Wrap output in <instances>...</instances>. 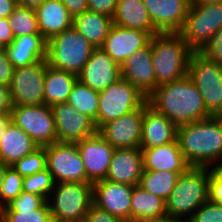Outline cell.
<instances>
[{"mask_svg":"<svg viewBox=\"0 0 222 222\" xmlns=\"http://www.w3.org/2000/svg\"><path fill=\"white\" fill-rule=\"evenodd\" d=\"M147 102L177 127L211 117L201 93L188 75L156 87Z\"/></svg>","mask_w":222,"mask_h":222,"instance_id":"obj_1","label":"cell"},{"mask_svg":"<svg viewBox=\"0 0 222 222\" xmlns=\"http://www.w3.org/2000/svg\"><path fill=\"white\" fill-rule=\"evenodd\" d=\"M177 140L191 167L222 165V123L216 117L178 126Z\"/></svg>","mask_w":222,"mask_h":222,"instance_id":"obj_2","label":"cell"},{"mask_svg":"<svg viewBox=\"0 0 222 222\" xmlns=\"http://www.w3.org/2000/svg\"><path fill=\"white\" fill-rule=\"evenodd\" d=\"M150 42L157 87L188 75L193 51L179 32H158L151 36Z\"/></svg>","mask_w":222,"mask_h":222,"instance_id":"obj_3","label":"cell"},{"mask_svg":"<svg viewBox=\"0 0 222 222\" xmlns=\"http://www.w3.org/2000/svg\"><path fill=\"white\" fill-rule=\"evenodd\" d=\"M210 168L190 167L180 174L165 201L167 216L184 220L209 199Z\"/></svg>","mask_w":222,"mask_h":222,"instance_id":"obj_4","label":"cell"},{"mask_svg":"<svg viewBox=\"0 0 222 222\" xmlns=\"http://www.w3.org/2000/svg\"><path fill=\"white\" fill-rule=\"evenodd\" d=\"M93 49L92 44L71 27L47 41V64L78 76L91 57Z\"/></svg>","mask_w":222,"mask_h":222,"instance_id":"obj_5","label":"cell"},{"mask_svg":"<svg viewBox=\"0 0 222 222\" xmlns=\"http://www.w3.org/2000/svg\"><path fill=\"white\" fill-rule=\"evenodd\" d=\"M47 201L51 218L66 222H84L93 205V183H56Z\"/></svg>","mask_w":222,"mask_h":222,"instance_id":"obj_6","label":"cell"},{"mask_svg":"<svg viewBox=\"0 0 222 222\" xmlns=\"http://www.w3.org/2000/svg\"><path fill=\"white\" fill-rule=\"evenodd\" d=\"M147 102V97L135 86L123 78L99 91V105L95 126L99 129L107 122L113 121Z\"/></svg>","mask_w":222,"mask_h":222,"instance_id":"obj_7","label":"cell"},{"mask_svg":"<svg viewBox=\"0 0 222 222\" xmlns=\"http://www.w3.org/2000/svg\"><path fill=\"white\" fill-rule=\"evenodd\" d=\"M188 76L201 93L208 114L216 117L222 110V65L193 52Z\"/></svg>","mask_w":222,"mask_h":222,"instance_id":"obj_8","label":"cell"},{"mask_svg":"<svg viewBox=\"0 0 222 222\" xmlns=\"http://www.w3.org/2000/svg\"><path fill=\"white\" fill-rule=\"evenodd\" d=\"M222 28V2L190 5L180 35L193 52H199Z\"/></svg>","mask_w":222,"mask_h":222,"instance_id":"obj_9","label":"cell"},{"mask_svg":"<svg viewBox=\"0 0 222 222\" xmlns=\"http://www.w3.org/2000/svg\"><path fill=\"white\" fill-rule=\"evenodd\" d=\"M10 118L11 122L30 136L38 147L57 142L54 116L50 106H12Z\"/></svg>","mask_w":222,"mask_h":222,"instance_id":"obj_10","label":"cell"},{"mask_svg":"<svg viewBox=\"0 0 222 222\" xmlns=\"http://www.w3.org/2000/svg\"><path fill=\"white\" fill-rule=\"evenodd\" d=\"M47 60L16 68L8 86L12 106L43 105Z\"/></svg>","mask_w":222,"mask_h":222,"instance_id":"obj_11","label":"cell"},{"mask_svg":"<svg viewBox=\"0 0 222 222\" xmlns=\"http://www.w3.org/2000/svg\"><path fill=\"white\" fill-rule=\"evenodd\" d=\"M44 147L47 169L55 183H87L85 167L76 143L57 141Z\"/></svg>","mask_w":222,"mask_h":222,"instance_id":"obj_12","label":"cell"},{"mask_svg":"<svg viewBox=\"0 0 222 222\" xmlns=\"http://www.w3.org/2000/svg\"><path fill=\"white\" fill-rule=\"evenodd\" d=\"M58 142L76 143L98 132L95 122L67 102L51 106Z\"/></svg>","mask_w":222,"mask_h":222,"instance_id":"obj_13","label":"cell"},{"mask_svg":"<svg viewBox=\"0 0 222 222\" xmlns=\"http://www.w3.org/2000/svg\"><path fill=\"white\" fill-rule=\"evenodd\" d=\"M143 115L144 105L102 125L98 133L115 149L140 148Z\"/></svg>","mask_w":222,"mask_h":222,"instance_id":"obj_14","label":"cell"},{"mask_svg":"<svg viewBox=\"0 0 222 222\" xmlns=\"http://www.w3.org/2000/svg\"><path fill=\"white\" fill-rule=\"evenodd\" d=\"M133 185L100 180L93 183V204L111 215L131 222Z\"/></svg>","mask_w":222,"mask_h":222,"instance_id":"obj_15","label":"cell"},{"mask_svg":"<svg viewBox=\"0 0 222 222\" xmlns=\"http://www.w3.org/2000/svg\"><path fill=\"white\" fill-rule=\"evenodd\" d=\"M76 145L85 167L87 183L106 179L115 148L98 132L76 142Z\"/></svg>","mask_w":222,"mask_h":222,"instance_id":"obj_16","label":"cell"},{"mask_svg":"<svg viewBox=\"0 0 222 222\" xmlns=\"http://www.w3.org/2000/svg\"><path fill=\"white\" fill-rule=\"evenodd\" d=\"M151 35L140 29H130L113 24L100 47L120 66L136 50L145 47Z\"/></svg>","mask_w":222,"mask_h":222,"instance_id":"obj_17","label":"cell"},{"mask_svg":"<svg viewBox=\"0 0 222 222\" xmlns=\"http://www.w3.org/2000/svg\"><path fill=\"white\" fill-rule=\"evenodd\" d=\"M121 77L120 65L102 48H94L78 79L96 91H102Z\"/></svg>","mask_w":222,"mask_h":222,"instance_id":"obj_18","label":"cell"},{"mask_svg":"<svg viewBox=\"0 0 222 222\" xmlns=\"http://www.w3.org/2000/svg\"><path fill=\"white\" fill-rule=\"evenodd\" d=\"M120 68L121 78L130 82L146 97L157 87L152 63L151 42L136 50Z\"/></svg>","mask_w":222,"mask_h":222,"instance_id":"obj_19","label":"cell"},{"mask_svg":"<svg viewBox=\"0 0 222 222\" xmlns=\"http://www.w3.org/2000/svg\"><path fill=\"white\" fill-rule=\"evenodd\" d=\"M158 32H179L185 22L189 0H143Z\"/></svg>","mask_w":222,"mask_h":222,"instance_id":"obj_20","label":"cell"},{"mask_svg":"<svg viewBox=\"0 0 222 222\" xmlns=\"http://www.w3.org/2000/svg\"><path fill=\"white\" fill-rule=\"evenodd\" d=\"M144 172L143 155L140 148L115 149L105 180L138 185Z\"/></svg>","mask_w":222,"mask_h":222,"instance_id":"obj_21","label":"cell"},{"mask_svg":"<svg viewBox=\"0 0 222 222\" xmlns=\"http://www.w3.org/2000/svg\"><path fill=\"white\" fill-rule=\"evenodd\" d=\"M178 127L148 102L144 104L140 149L162 146L177 140Z\"/></svg>","mask_w":222,"mask_h":222,"instance_id":"obj_22","label":"cell"},{"mask_svg":"<svg viewBox=\"0 0 222 222\" xmlns=\"http://www.w3.org/2000/svg\"><path fill=\"white\" fill-rule=\"evenodd\" d=\"M141 151L144 171L186 172L191 167L180 150L178 140Z\"/></svg>","mask_w":222,"mask_h":222,"instance_id":"obj_23","label":"cell"},{"mask_svg":"<svg viewBox=\"0 0 222 222\" xmlns=\"http://www.w3.org/2000/svg\"><path fill=\"white\" fill-rule=\"evenodd\" d=\"M47 41L42 35H21L5 47L14 69L33 65L46 59Z\"/></svg>","mask_w":222,"mask_h":222,"instance_id":"obj_24","label":"cell"},{"mask_svg":"<svg viewBox=\"0 0 222 222\" xmlns=\"http://www.w3.org/2000/svg\"><path fill=\"white\" fill-rule=\"evenodd\" d=\"M35 12L40 34L46 41L72 27L73 17L61 0H46Z\"/></svg>","mask_w":222,"mask_h":222,"instance_id":"obj_25","label":"cell"},{"mask_svg":"<svg viewBox=\"0 0 222 222\" xmlns=\"http://www.w3.org/2000/svg\"><path fill=\"white\" fill-rule=\"evenodd\" d=\"M37 148V144L30 136L10 122L0 140V162L12 166Z\"/></svg>","mask_w":222,"mask_h":222,"instance_id":"obj_26","label":"cell"},{"mask_svg":"<svg viewBox=\"0 0 222 222\" xmlns=\"http://www.w3.org/2000/svg\"><path fill=\"white\" fill-rule=\"evenodd\" d=\"M113 24L130 29H140L151 36L158 33L154 28L143 0H118Z\"/></svg>","mask_w":222,"mask_h":222,"instance_id":"obj_27","label":"cell"},{"mask_svg":"<svg viewBox=\"0 0 222 222\" xmlns=\"http://www.w3.org/2000/svg\"><path fill=\"white\" fill-rule=\"evenodd\" d=\"M112 25L111 17L89 9L74 16L72 22V27L81 33L94 48L103 45Z\"/></svg>","mask_w":222,"mask_h":222,"instance_id":"obj_28","label":"cell"},{"mask_svg":"<svg viewBox=\"0 0 222 222\" xmlns=\"http://www.w3.org/2000/svg\"><path fill=\"white\" fill-rule=\"evenodd\" d=\"M78 76L61 69L52 68L47 64L44 79V104L53 106L57 103H65Z\"/></svg>","mask_w":222,"mask_h":222,"instance_id":"obj_29","label":"cell"},{"mask_svg":"<svg viewBox=\"0 0 222 222\" xmlns=\"http://www.w3.org/2000/svg\"><path fill=\"white\" fill-rule=\"evenodd\" d=\"M131 222L161 218L167 215L163 199L135 185L130 203Z\"/></svg>","mask_w":222,"mask_h":222,"instance_id":"obj_30","label":"cell"},{"mask_svg":"<svg viewBox=\"0 0 222 222\" xmlns=\"http://www.w3.org/2000/svg\"><path fill=\"white\" fill-rule=\"evenodd\" d=\"M182 173L185 172L144 171L138 185L166 201Z\"/></svg>","mask_w":222,"mask_h":222,"instance_id":"obj_31","label":"cell"},{"mask_svg":"<svg viewBox=\"0 0 222 222\" xmlns=\"http://www.w3.org/2000/svg\"><path fill=\"white\" fill-rule=\"evenodd\" d=\"M78 113L90 117L94 122L97 120L99 105V91L91 89L79 79L74 84L67 101Z\"/></svg>","mask_w":222,"mask_h":222,"instance_id":"obj_32","label":"cell"},{"mask_svg":"<svg viewBox=\"0 0 222 222\" xmlns=\"http://www.w3.org/2000/svg\"><path fill=\"white\" fill-rule=\"evenodd\" d=\"M8 21L14 38L21 35H41L38 28L36 12L22 5H17Z\"/></svg>","mask_w":222,"mask_h":222,"instance_id":"obj_33","label":"cell"},{"mask_svg":"<svg viewBox=\"0 0 222 222\" xmlns=\"http://www.w3.org/2000/svg\"><path fill=\"white\" fill-rule=\"evenodd\" d=\"M55 181L48 169L24 177L23 192L37 194L46 201L55 187Z\"/></svg>","mask_w":222,"mask_h":222,"instance_id":"obj_34","label":"cell"},{"mask_svg":"<svg viewBox=\"0 0 222 222\" xmlns=\"http://www.w3.org/2000/svg\"><path fill=\"white\" fill-rule=\"evenodd\" d=\"M6 222H48L51 212L48 201L38 209H1Z\"/></svg>","mask_w":222,"mask_h":222,"instance_id":"obj_35","label":"cell"},{"mask_svg":"<svg viewBox=\"0 0 222 222\" xmlns=\"http://www.w3.org/2000/svg\"><path fill=\"white\" fill-rule=\"evenodd\" d=\"M23 179L24 177L11 166L6 168L0 190V210L9 205L23 192Z\"/></svg>","mask_w":222,"mask_h":222,"instance_id":"obj_36","label":"cell"},{"mask_svg":"<svg viewBox=\"0 0 222 222\" xmlns=\"http://www.w3.org/2000/svg\"><path fill=\"white\" fill-rule=\"evenodd\" d=\"M21 176L26 177L47 169L45 147H38L32 153L18 160L11 166Z\"/></svg>","mask_w":222,"mask_h":222,"instance_id":"obj_37","label":"cell"},{"mask_svg":"<svg viewBox=\"0 0 222 222\" xmlns=\"http://www.w3.org/2000/svg\"><path fill=\"white\" fill-rule=\"evenodd\" d=\"M186 222H222V204L208 199Z\"/></svg>","mask_w":222,"mask_h":222,"instance_id":"obj_38","label":"cell"},{"mask_svg":"<svg viewBox=\"0 0 222 222\" xmlns=\"http://www.w3.org/2000/svg\"><path fill=\"white\" fill-rule=\"evenodd\" d=\"M199 52L207 59L222 65V28L207 41Z\"/></svg>","mask_w":222,"mask_h":222,"instance_id":"obj_39","label":"cell"},{"mask_svg":"<svg viewBox=\"0 0 222 222\" xmlns=\"http://www.w3.org/2000/svg\"><path fill=\"white\" fill-rule=\"evenodd\" d=\"M46 200L37 194L22 192L9 205L2 209H38Z\"/></svg>","mask_w":222,"mask_h":222,"instance_id":"obj_40","label":"cell"},{"mask_svg":"<svg viewBox=\"0 0 222 222\" xmlns=\"http://www.w3.org/2000/svg\"><path fill=\"white\" fill-rule=\"evenodd\" d=\"M209 200L222 204V165L210 168Z\"/></svg>","mask_w":222,"mask_h":222,"instance_id":"obj_41","label":"cell"},{"mask_svg":"<svg viewBox=\"0 0 222 222\" xmlns=\"http://www.w3.org/2000/svg\"><path fill=\"white\" fill-rule=\"evenodd\" d=\"M88 9L113 18L118 0H87Z\"/></svg>","mask_w":222,"mask_h":222,"instance_id":"obj_42","label":"cell"},{"mask_svg":"<svg viewBox=\"0 0 222 222\" xmlns=\"http://www.w3.org/2000/svg\"><path fill=\"white\" fill-rule=\"evenodd\" d=\"M84 222H125L120 218L111 215L109 212L92 205L85 216Z\"/></svg>","mask_w":222,"mask_h":222,"instance_id":"obj_43","label":"cell"},{"mask_svg":"<svg viewBox=\"0 0 222 222\" xmlns=\"http://www.w3.org/2000/svg\"><path fill=\"white\" fill-rule=\"evenodd\" d=\"M13 71L14 67L10 63L6 51L0 52V85L9 86Z\"/></svg>","mask_w":222,"mask_h":222,"instance_id":"obj_44","label":"cell"},{"mask_svg":"<svg viewBox=\"0 0 222 222\" xmlns=\"http://www.w3.org/2000/svg\"><path fill=\"white\" fill-rule=\"evenodd\" d=\"M12 103L8 86L0 85V115L10 116Z\"/></svg>","mask_w":222,"mask_h":222,"instance_id":"obj_45","label":"cell"},{"mask_svg":"<svg viewBox=\"0 0 222 222\" xmlns=\"http://www.w3.org/2000/svg\"><path fill=\"white\" fill-rule=\"evenodd\" d=\"M68 9L69 14L74 17L88 10L87 0H61Z\"/></svg>","mask_w":222,"mask_h":222,"instance_id":"obj_46","label":"cell"},{"mask_svg":"<svg viewBox=\"0 0 222 222\" xmlns=\"http://www.w3.org/2000/svg\"><path fill=\"white\" fill-rule=\"evenodd\" d=\"M14 36L8 18H0V43L6 47L13 42Z\"/></svg>","mask_w":222,"mask_h":222,"instance_id":"obj_47","label":"cell"},{"mask_svg":"<svg viewBox=\"0 0 222 222\" xmlns=\"http://www.w3.org/2000/svg\"><path fill=\"white\" fill-rule=\"evenodd\" d=\"M17 5L15 0H0V18H8Z\"/></svg>","mask_w":222,"mask_h":222,"instance_id":"obj_48","label":"cell"},{"mask_svg":"<svg viewBox=\"0 0 222 222\" xmlns=\"http://www.w3.org/2000/svg\"><path fill=\"white\" fill-rule=\"evenodd\" d=\"M46 0H20L18 2L19 5L27 7L29 9L36 10L40 7Z\"/></svg>","mask_w":222,"mask_h":222,"instance_id":"obj_49","label":"cell"},{"mask_svg":"<svg viewBox=\"0 0 222 222\" xmlns=\"http://www.w3.org/2000/svg\"><path fill=\"white\" fill-rule=\"evenodd\" d=\"M140 222H185V221L182 220V219H179V218H175V217L166 215V216L161 217V218L148 219V220H143V221H140Z\"/></svg>","mask_w":222,"mask_h":222,"instance_id":"obj_50","label":"cell"},{"mask_svg":"<svg viewBox=\"0 0 222 222\" xmlns=\"http://www.w3.org/2000/svg\"><path fill=\"white\" fill-rule=\"evenodd\" d=\"M11 122L10 116H1L0 115V140L4 134L6 126Z\"/></svg>","mask_w":222,"mask_h":222,"instance_id":"obj_51","label":"cell"},{"mask_svg":"<svg viewBox=\"0 0 222 222\" xmlns=\"http://www.w3.org/2000/svg\"><path fill=\"white\" fill-rule=\"evenodd\" d=\"M220 2H222V0H189V5H207Z\"/></svg>","mask_w":222,"mask_h":222,"instance_id":"obj_52","label":"cell"},{"mask_svg":"<svg viewBox=\"0 0 222 222\" xmlns=\"http://www.w3.org/2000/svg\"><path fill=\"white\" fill-rule=\"evenodd\" d=\"M7 167L8 166L0 162V190L3 184V178H4L5 170Z\"/></svg>","mask_w":222,"mask_h":222,"instance_id":"obj_53","label":"cell"},{"mask_svg":"<svg viewBox=\"0 0 222 222\" xmlns=\"http://www.w3.org/2000/svg\"><path fill=\"white\" fill-rule=\"evenodd\" d=\"M216 118L222 123V110L216 115Z\"/></svg>","mask_w":222,"mask_h":222,"instance_id":"obj_54","label":"cell"},{"mask_svg":"<svg viewBox=\"0 0 222 222\" xmlns=\"http://www.w3.org/2000/svg\"><path fill=\"white\" fill-rule=\"evenodd\" d=\"M48 222H66V221H60V220L51 218Z\"/></svg>","mask_w":222,"mask_h":222,"instance_id":"obj_55","label":"cell"},{"mask_svg":"<svg viewBox=\"0 0 222 222\" xmlns=\"http://www.w3.org/2000/svg\"><path fill=\"white\" fill-rule=\"evenodd\" d=\"M0 222H6L1 212H0Z\"/></svg>","mask_w":222,"mask_h":222,"instance_id":"obj_56","label":"cell"},{"mask_svg":"<svg viewBox=\"0 0 222 222\" xmlns=\"http://www.w3.org/2000/svg\"><path fill=\"white\" fill-rule=\"evenodd\" d=\"M5 50V47L0 43V52H3Z\"/></svg>","mask_w":222,"mask_h":222,"instance_id":"obj_57","label":"cell"}]
</instances>
